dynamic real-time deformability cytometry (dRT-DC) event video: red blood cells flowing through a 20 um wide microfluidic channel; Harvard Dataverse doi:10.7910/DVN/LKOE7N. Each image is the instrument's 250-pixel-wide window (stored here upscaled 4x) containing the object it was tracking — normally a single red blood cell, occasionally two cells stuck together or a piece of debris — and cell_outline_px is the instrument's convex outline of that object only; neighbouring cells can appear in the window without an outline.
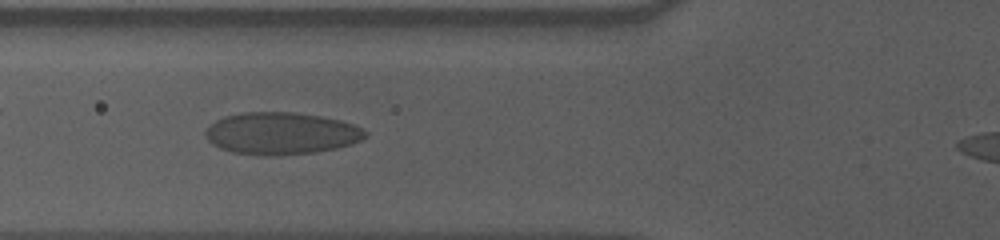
{"species": "human", "species_latin": "Homo sapiens", "temperature_condition": "cold", "stored_images_in_passage": 48, "camera_frame_rate_fps": 3000, "um_per_image_px": 0.085, "donor": {"sex": "male"}, "frame": {"image": 1, "passage_image": 17, "time_ms": 5.333, "image_size_px": [1000, 240], "cell_outline_px": [[368, 136], [352, 144], [336, 148], [316, 152], [272, 156], [268, 156], [232, 152], [220, 148], [212, 144], [204, 136], [204, 132], [216, 120], [224, 116], [240, 112], [296, 112], [320, 116], [340, 120], [352, 124], [368, 132]], "centroid_in_image_um": [23.89, 11.34], "position_along_channel_um": 101.9, "area_um2": 39.36}}
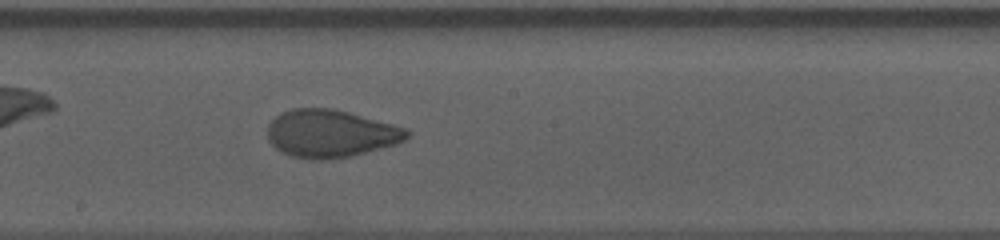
{"frame": {"image": 2, "passage_image": 27, "time_ms": 8.667, "image_size_px": [1000, 240], "cell_outline_px": [[408, 136], [404, 140], [396, 144], [348, 156], [324, 160], [308, 160], [292, 156], [280, 152], [268, 140], [268, 124], [280, 112], [292, 108], [332, 108], [348, 112], [408, 128]], "centroid_in_image_um": [28.06, 11.35], "position_along_channel_um": 220.1, "area_um2": 38.67}}
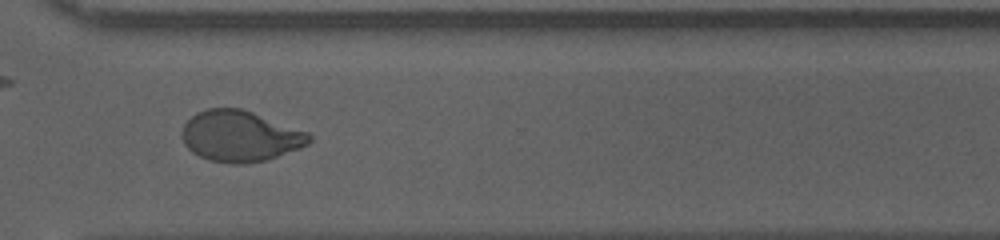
{"frame": {"image": 3, "passage_image": 38, "time_ms": 12.333, "image_size_px": [1000, 240], "cell_outline_px": [[312, 140], [308, 144], [300, 148], [268, 160], [244, 164], [228, 164], [208, 160], [192, 152], [184, 144], [180, 136], [180, 132], [184, 124], [196, 112], [208, 108], [240, 108], [252, 112], [308, 132], [312, 136]], "centroid_in_image_um": [20.39, 11.59], "position_along_channel_um": 350.2, "area_um2": 38.03}, "authors_computed_cell_mechanics": {"area_um2": 38.148, "velocity_mm_per_s": 3.5509, "shape_relaxation_time_tau1_ms": null, "shape_relaxation_time_tau2_ms": 0.9257, "deformation_change_tau1": null, "deformation_change_tau2": 0.0549}}